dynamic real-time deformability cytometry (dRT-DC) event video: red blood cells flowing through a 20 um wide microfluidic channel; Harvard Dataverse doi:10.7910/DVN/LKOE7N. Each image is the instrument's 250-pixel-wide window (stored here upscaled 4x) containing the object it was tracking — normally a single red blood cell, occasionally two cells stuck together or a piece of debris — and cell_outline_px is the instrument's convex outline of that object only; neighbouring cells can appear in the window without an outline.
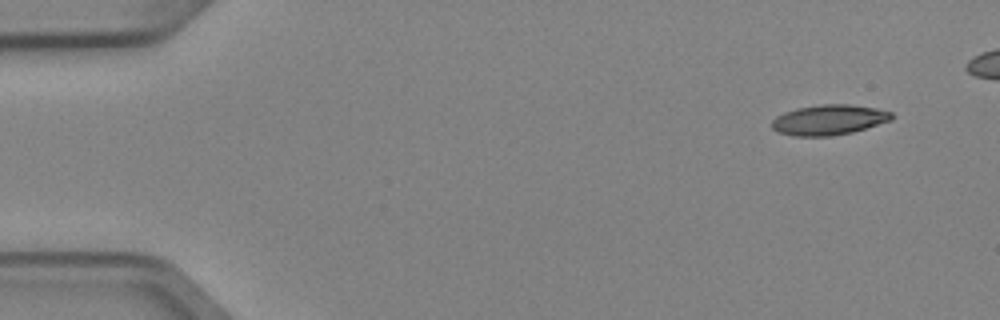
{"species": "Egyptian fruit bat (a non-hibernating species)", "species_latin": "Rousettus aegyptiacus", "temperature_condition": "cold", "stored_images_in_passage": 5, "camera_frame_rate_fps": 3000, "um_per_image_px": 0.085, "animal": {"sex": "female"}, "frame": {"image": 1, "passage_image": 1, "time_ms": 0.0, "image_size_px": [1000, 320], "cell_outline_px": [[892, 120], [852, 132], [832, 136], [792, 136], [776, 132], [772, 128], [772, 120], [776, 116], [784, 112], [796, 108], [820, 104], [848, 104], [876, 108], [892, 112]], "centroid_in_image_um": [70.42, 10.19], "position_along_channel_um": 14.6, "area_um2": 21.21}}